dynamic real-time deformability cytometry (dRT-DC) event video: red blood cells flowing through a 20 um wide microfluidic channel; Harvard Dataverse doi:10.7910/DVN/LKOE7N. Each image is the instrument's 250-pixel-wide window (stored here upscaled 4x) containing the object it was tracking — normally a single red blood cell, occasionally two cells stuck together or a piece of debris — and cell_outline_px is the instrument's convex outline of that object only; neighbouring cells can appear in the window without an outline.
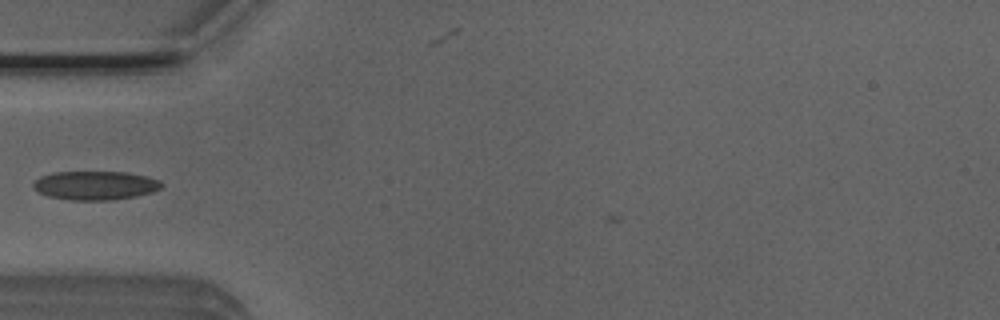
{"species": "Egyptian fruit bat (a non-hibernating species)", "species_latin": "Rousettus aegyptiacus", "temperature_condition": "room temperature", "stored_images_in_passage": 39, "camera_frame_rate_fps": 3000, "um_per_image_px": 0.085, "animal": {"sex": "male"}, "frame": {"image": 1, "passage_image": 7, "time_ms": 2.0, "image_size_px": [1000, 320], "cell_outline_px": [[164, 184], [160, 188], [152, 192], [136, 196], [112, 200], [68, 200], [48, 196], [32, 188], [32, 184], [40, 176], [56, 172], [128, 172], [148, 176], [160, 180]], "centroid_in_image_um": [8.12, 15.76], "position_along_channel_um": 76.9, "area_um2": 21.68}}
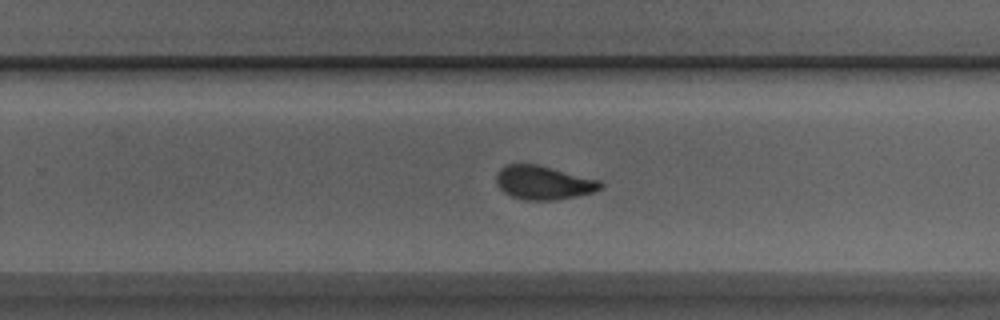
{"frame": {"image": 2, "passage_image": 23, "time_ms": 7.333, "image_size_px": [1000, 320], "cell_outline_px": [[604, 184], [600, 188], [592, 192], [576, 196], [556, 200], [524, 200], [512, 196], [504, 192], [496, 184], [496, 172], [500, 168], [508, 164], [536, 164], [600, 180]], "centroid_in_image_um": [46.16, 15.52], "position_along_channel_um": 283.6, "area_um2": 20.4}}
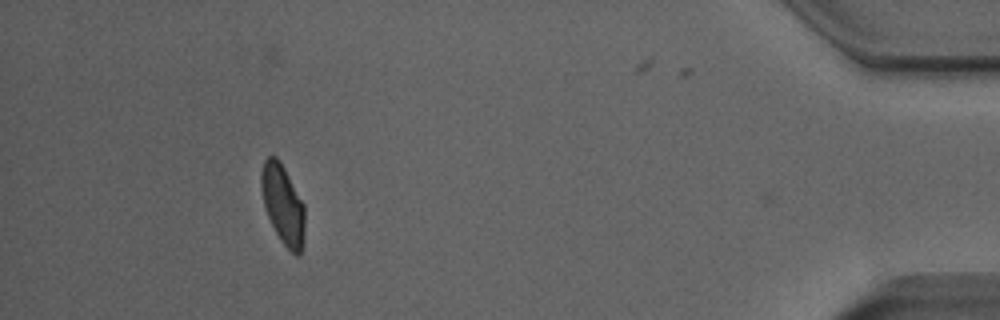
{"frame": {"image": 3, "passage_image": 38, "time_ms": 12.333, "image_size_px": [1000, 320], "cell_outline_px": [[304, 244], [300, 256], [296, 256], [280, 240], [268, 216], [264, 204], [260, 188], [260, 172], [264, 160], [268, 156], [276, 156], [280, 160], [304, 204]], "centroid_in_image_um": [24.04, 17.37], "position_along_channel_um": 411.2, "area_um2": 20.29}, "authors_computed_cell_mechanics": {"area_um2": 20.5768, "velocity_mm_per_s": 3.8711, "shape_relaxation_time_tau1_ms": 2.8656, "shape_relaxation_time_tau2_ms": 1.2983, "deformation_change_tau1": 0.1151, "deformation_change_tau2": 0.0571}}